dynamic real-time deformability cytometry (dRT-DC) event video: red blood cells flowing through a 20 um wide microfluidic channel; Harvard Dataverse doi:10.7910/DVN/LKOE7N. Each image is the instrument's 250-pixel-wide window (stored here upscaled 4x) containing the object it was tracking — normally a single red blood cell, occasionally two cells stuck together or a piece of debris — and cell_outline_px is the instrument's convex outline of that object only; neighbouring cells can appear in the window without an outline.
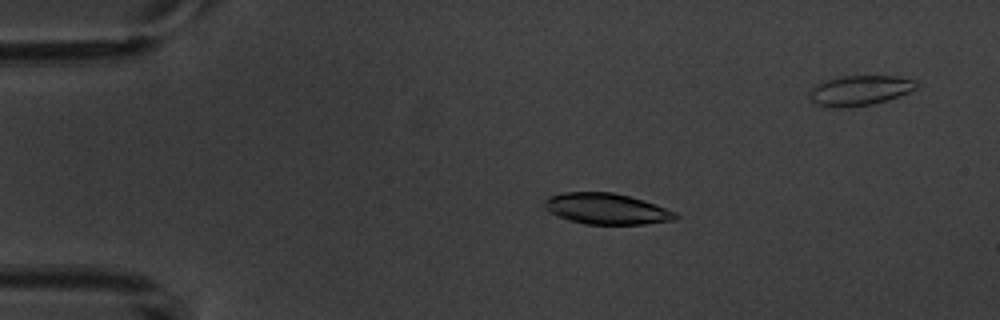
{"species": "common noctule bat (a hibernating species)", "species_latin": "Nyctalus noctula", "temperature_condition": "warm", "stored_images_in_passage": 5, "camera_frame_rate_fps": 3000, "um_per_image_px": 0.085, "animal": {"sex": "male", "body_mass_g": 20.1, "forearm_length_mm": 53.5}, "frame": {"image": 1, "passage_image": 3, "time_ms": 3.0, "image_size_px": [1000, 320], "cell_outline_px": [[680, 216], [676, 220], [644, 224], [584, 224], [568, 220], [544, 208], [544, 200], [548, 196], [564, 192], [612, 192], [644, 200], [656, 204], [676, 212]], "centroid_in_image_um": [51.58, 17.75], "position_along_channel_um": 33.4, "area_um2": 23.7}}